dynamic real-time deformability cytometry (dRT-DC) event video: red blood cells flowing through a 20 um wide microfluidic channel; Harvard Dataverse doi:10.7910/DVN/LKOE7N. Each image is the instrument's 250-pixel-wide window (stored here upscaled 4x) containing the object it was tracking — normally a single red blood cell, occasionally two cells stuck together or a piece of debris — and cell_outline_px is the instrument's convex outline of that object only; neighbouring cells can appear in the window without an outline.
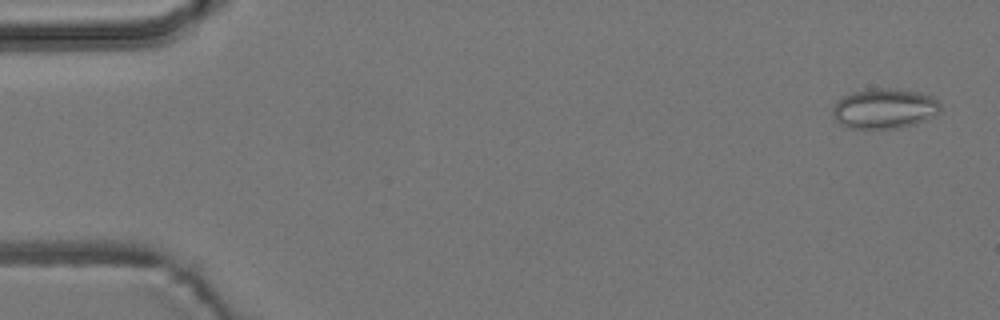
{"species": "common noctule bat (a hibernating species)", "species_latin": "Nyctalus noctula", "temperature_condition": "room temperature", "stored_images_in_passage": 6, "camera_frame_rate_fps": 3000, "um_per_image_px": 0.085, "animal": {"sex": "male", "body_mass_g": 19.2, "forearm_length_mm": 51.8}, "frame": {"image": 1, "passage_image": 1, "time_ms": 0.0, "image_size_px": [1000, 320], "cell_outline_px": [[940, 112], [936, 116], [928, 120], [916, 124], [900, 128], [848, 128], [840, 124], [832, 116], [832, 104], [836, 100], [852, 92], [868, 88], [896, 88], [920, 92], [932, 96], [940, 100]], "centroid_in_image_um": [75.19, 9.22], "position_along_channel_um": 9.8, "area_um2": 25.89}}
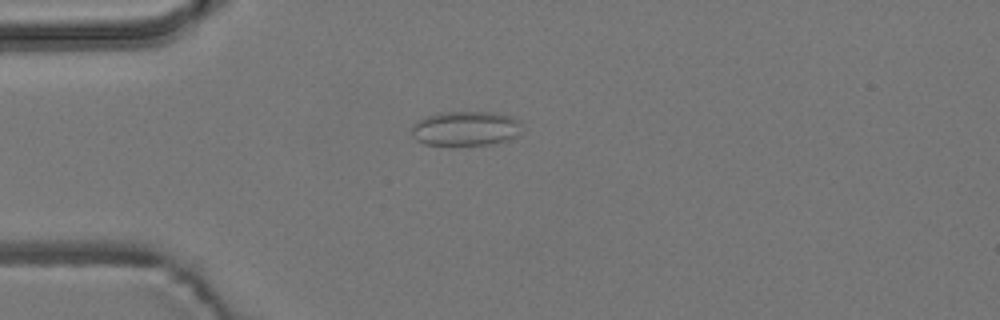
{"frame": {"image": 2, "passage_image": 4, "time_ms": 4.0, "image_size_px": [1000, 320], "cell_outline_px": [[520, 136], [508, 140], [488, 144], [424, 144], [416, 140], [412, 136], [412, 124], [416, 120], [440, 112], [496, 112], [512, 116], [516, 120], [520, 132]], "centroid_in_image_um": [39.55, 10.91], "position_along_channel_um": 45.5, "area_um2": 22.08}}